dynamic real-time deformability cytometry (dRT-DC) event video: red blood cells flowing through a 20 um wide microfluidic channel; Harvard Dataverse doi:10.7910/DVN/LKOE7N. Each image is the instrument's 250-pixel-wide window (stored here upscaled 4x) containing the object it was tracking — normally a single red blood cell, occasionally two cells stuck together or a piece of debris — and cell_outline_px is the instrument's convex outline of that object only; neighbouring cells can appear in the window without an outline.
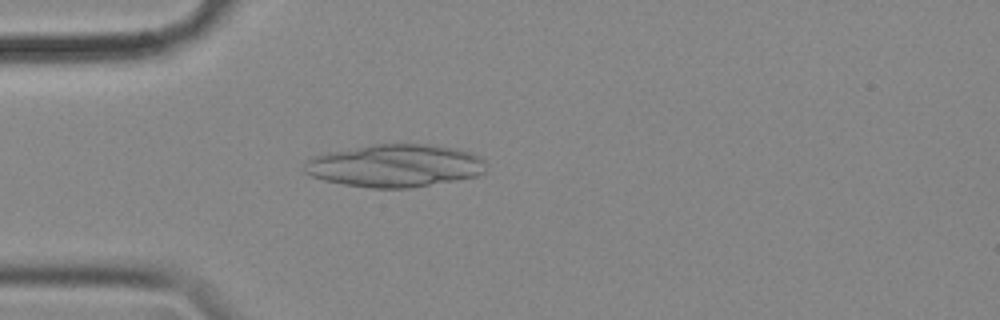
{"species": "common noctule bat (a hibernating species)", "species_latin": "Nyctalus noctula", "temperature_condition": "cold", "stored_images_in_passage": 42, "camera_frame_rate_fps": 3000, "um_per_image_px": 0.085, "animal": {"sex": "female", "body_mass_g": 18.4}, "frame": {"image": 1, "passage_image": 2, "time_ms": 0.333, "image_size_px": [1000, 320], "cell_outline_px": [[484, 172], [476, 176], [408, 188], [372, 188], [344, 184], [324, 180], [312, 176], [304, 172], [304, 164], [312, 156], [328, 152], [372, 144], [436, 144], [456, 148], [472, 152], [480, 156], [484, 160]], "centroid_in_image_um": [33.57, 14.06], "position_along_channel_um": 51.4, "area_um2": 45.2}}
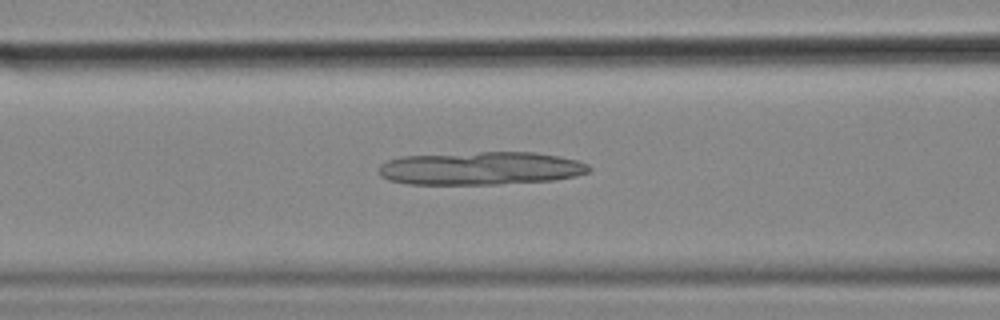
{"frame": {"image": 2, "passage_image": 9, "time_ms": 2.667, "image_size_px": [1000, 320], "cell_outline_px": [[592, 168], [588, 172], [576, 176], [552, 180], [496, 184], [408, 184], [388, 180], [380, 176], [380, 164], [388, 160], [400, 156], [480, 152], [536, 152], [560, 156], [576, 160], [588, 164]], "centroid_in_image_um": [40.86, 14.3], "position_along_channel_um": 125.7, "area_um2": 40.69}}
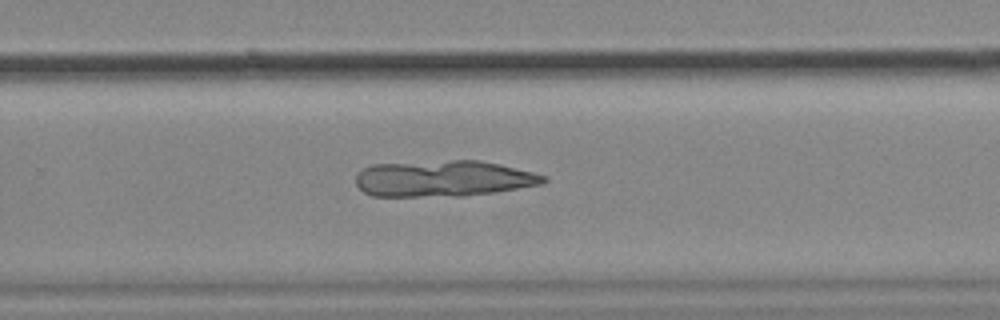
{"frame": {"image": 3, "passage_image": 23, "time_ms": 7.333, "image_size_px": [1000, 320], "cell_outline_px": [[548, 180], [540, 184], [492, 192], [464, 196], [372, 196], [364, 192], [356, 184], [356, 176], [364, 168], [372, 164], [452, 160], [480, 160], [500, 164], [548, 176]], "centroid_in_image_um": [37.67, 15.17], "position_along_channel_um": 292.1, "area_um2": 39.42}}